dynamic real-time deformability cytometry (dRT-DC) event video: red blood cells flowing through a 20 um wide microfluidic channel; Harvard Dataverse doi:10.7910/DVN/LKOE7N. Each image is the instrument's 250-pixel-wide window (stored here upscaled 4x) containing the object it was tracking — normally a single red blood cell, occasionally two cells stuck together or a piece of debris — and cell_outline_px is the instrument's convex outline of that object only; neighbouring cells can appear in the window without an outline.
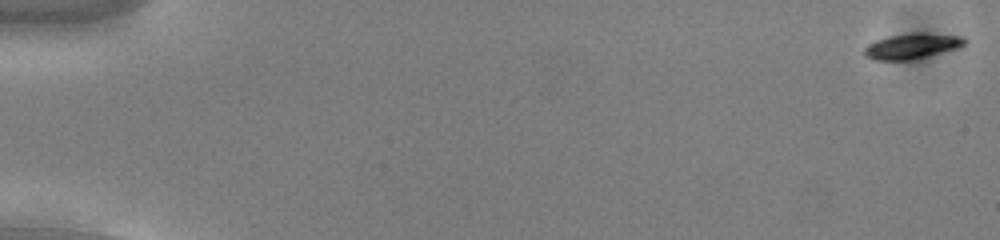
{"species": "common noctule bat (a hibernating species)", "species_latin": "Nyctalus noctula", "temperature_condition": "cold", "stored_images_in_passage": 55, "camera_frame_rate_fps": 3000, "um_per_image_px": 0.085, "animal": {"sex": "male", "body_mass_g": 13.0, "forearm_length_mm": 53.1}, "frame": {"image": 1, "passage_image": 1, "time_ms": 0.0, "image_size_px": [1000, 240], "cell_outline_px": [[968, 44], [960, 48], [916, 60], [872, 60], [864, 56], [864, 48], [868, 44], [876, 40], [892, 36], [916, 32], [924, 32], [964, 36], [968, 40]], "centroid_in_image_um": [77.62, 3.93], "position_along_channel_um": 7.4, "area_um2": 15.43}}
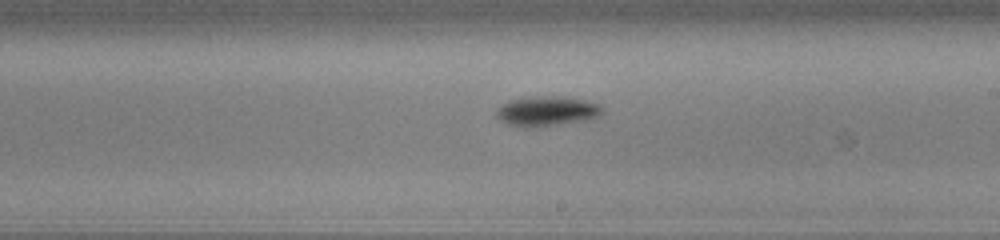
{"frame": {"image": 2, "passage_image": 33, "time_ms": 10.667, "image_size_px": [1000, 240], "cell_outline_px": [[604, 112], [596, 116], [576, 120], [532, 128], [508, 124], [500, 120], [496, 116], [496, 108], [512, 100], [528, 96], [572, 96], [600, 104], [604, 108]], "centroid_in_image_um": [46.46, 9.41], "position_along_channel_um": 242.5, "area_um2": 18.21}}
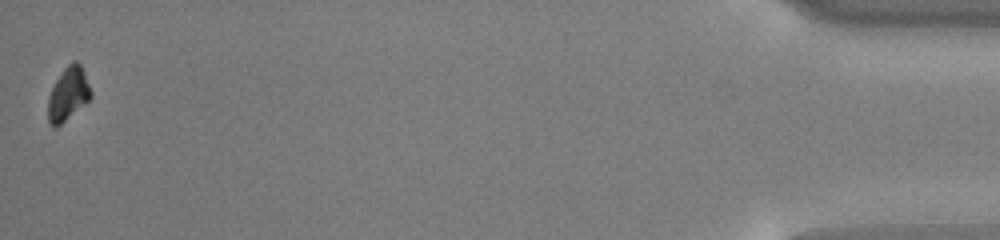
{"frame": {"image": 3, "passage_image": 55, "time_ms": 18.0, "image_size_px": [1000, 240], "cell_outline_px": [[92, 96], [84, 104], [56, 128], [52, 128], [48, 124], [48, 96], [56, 80], [64, 68], [72, 60], [76, 60], [80, 64], [84, 72], [92, 92]], "centroid_in_image_um": [5.77, 7.99], "position_along_channel_um": 429.4, "area_um2": 13.29}, "authors_computed_cell_mechanics": {"area_um2": 15.4326, "velocity_mm_per_s": 3.7749, "shape_relaxation_time_tau1_ms": 2.8531, "shape_relaxation_time_tau2_ms": null, "deformation_change_tau1": 0.1408, "deformation_change_tau2": null}}